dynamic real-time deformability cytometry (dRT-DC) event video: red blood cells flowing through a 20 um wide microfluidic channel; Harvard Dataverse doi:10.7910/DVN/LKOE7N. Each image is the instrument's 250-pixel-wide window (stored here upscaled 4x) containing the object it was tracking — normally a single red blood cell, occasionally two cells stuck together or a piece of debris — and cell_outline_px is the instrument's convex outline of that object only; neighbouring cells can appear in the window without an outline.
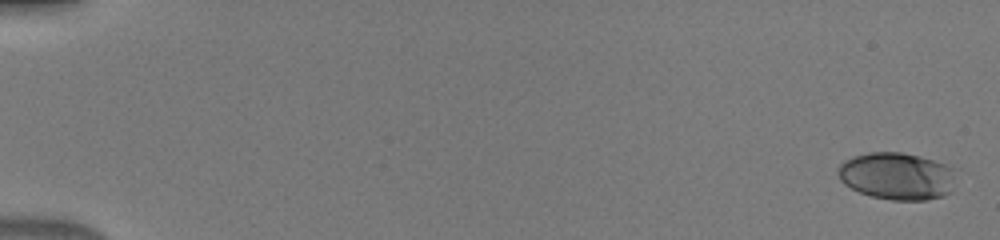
{"species": "human", "species_latin": "Homo sapiens", "temperature_condition": "warm", "stored_images_in_passage": 50, "camera_frame_rate_fps": 3000, "um_per_image_px": 0.085, "donor": {"sex": "male"}, "frame": {"image": 1, "passage_image": 1, "time_ms": 0.0, "image_size_px": [1000, 240], "cell_outline_px": [[960, 168], [952, 192], [944, 196], [928, 200], [892, 200], [872, 196], [860, 192], [844, 184], [840, 180], [836, 172], [840, 164], [844, 160], [852, 156], [868, 152], [900, 152], [920, 156]], "centroid_in_image_um": [76.32, 14.96], "position_along_channel_um": 8.7, "area_um2": 33.35}}
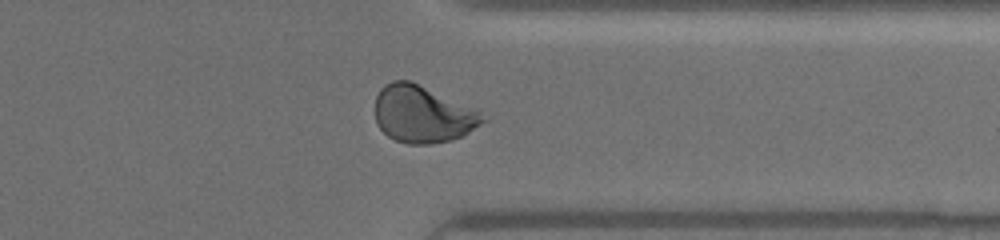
{"frame": {"image": 2, "passage_image": 41, "time_ms": 13.333, "image_size_px": [1000, 240], "cell_outline_px": [[488, 120], [468, 132], [452, 140], [428, 144], [408, 144], [396, 140], [388, 136], [376, 124], [376, 96], [380, 88], [384, 84], [392, 80], [412, 80], [480, 112]], "centroid_in_image_um": [35.89, 9.7], "position_along_channel_um": 375.5, "area_um2": 35.6}}
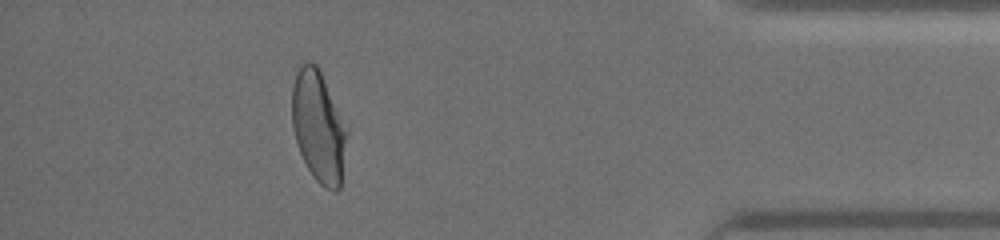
{"frame": {"image": 3, "passage_image": 46, "time_ms": 15.0, "image_size_px": [1000, 240], "cell_outline_px": [[348, 132], [340, 188], [328, 188], [320, 184], [316, 180], [308, 168], [300, 152], [296, 140], [292, 124], [292, 88], [296, 72], [300, 64], [308, 60], [316, 64], [320, 72]], "centroid_in_image_um": [27.05, 10.74], "position_along_channel_um": 408.2, "area_um2": 34.85}}